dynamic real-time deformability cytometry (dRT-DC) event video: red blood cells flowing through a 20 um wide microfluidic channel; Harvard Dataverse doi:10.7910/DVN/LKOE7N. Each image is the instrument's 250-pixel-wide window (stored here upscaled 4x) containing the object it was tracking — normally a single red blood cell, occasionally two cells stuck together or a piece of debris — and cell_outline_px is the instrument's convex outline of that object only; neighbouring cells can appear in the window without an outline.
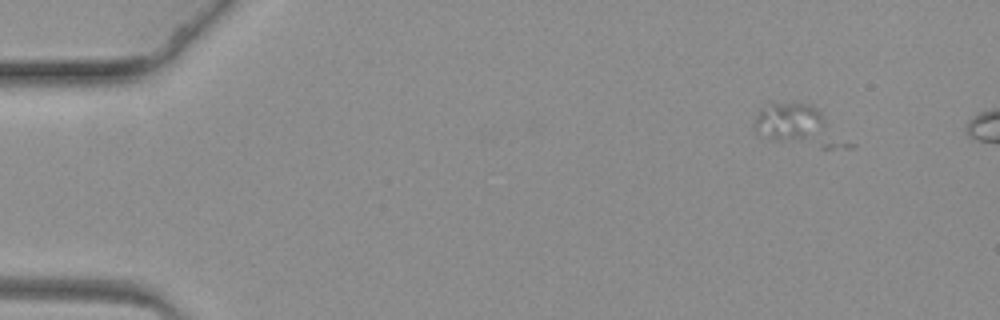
{"species": "common noctule bat (a hibernating species)", "species_latin": "Nyctalus noctula", "temperature_condition": "warm", "stored_images_in_passage": 6, "camera_frame_rate_fps": 3000, "um_per_image_px": 0.085, "animal": {"sex": "female", "body_mass_g": 19.3, "forearm_length_mm": 54.1}, "frame": {"image": 1, "passage_image": 3, "time_ms": 0.667, "image_size_px": [1000, 320], "cell_outline_px": [[832, 148], [820, 148], [768, 136], [756, 132], [752, 124], [760, 108], [768, 100], [800, 100], [812, 104], [824, 116], [832, 144]], "centroid_in_image_um": [67.43, 10.45], "position_along_channel_um": 17.6, "area_um2": 19.77}}